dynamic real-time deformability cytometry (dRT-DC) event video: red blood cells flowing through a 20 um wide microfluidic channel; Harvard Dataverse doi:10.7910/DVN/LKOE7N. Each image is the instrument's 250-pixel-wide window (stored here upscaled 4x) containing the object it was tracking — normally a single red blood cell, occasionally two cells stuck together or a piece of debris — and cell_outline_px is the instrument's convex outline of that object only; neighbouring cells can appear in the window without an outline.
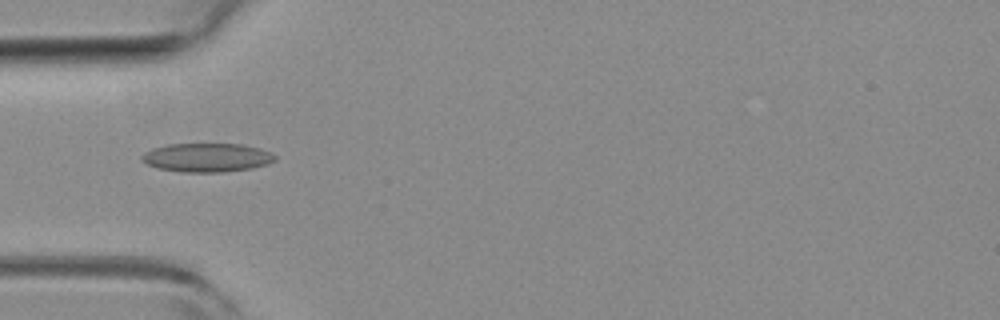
{"species": "common noctule bat (a hibernating species)", "species_latin": "Nyctalus noctula", "temperature_condition": "room temperature", "stored_images_in_passage": 6, "camera_frame_rate_fps": 3000, "um_per_image_px": 0.085, "animal": {"sex": "female", "body_mass_g": 19.3, "forearm_length_mm": 54.1}, "frame": {"image": 1, "passage_image": 5, "time_ms": 1.333, "image_size_px": [1000, 320], "cell_outline_px": [[276, 160], [268, 164], [252, 168], [224, 172], [180, 172], [156, 168], [140, 160], [140, 156], [144, 152], [152, 148], [168, 144], [240, 144], [260, 148], [272, 152], [276, 156]], "centroid_in_image_um": [17.58, 13.39], "position_along_channel_um": 67.4, "area_um2": 22.6}}
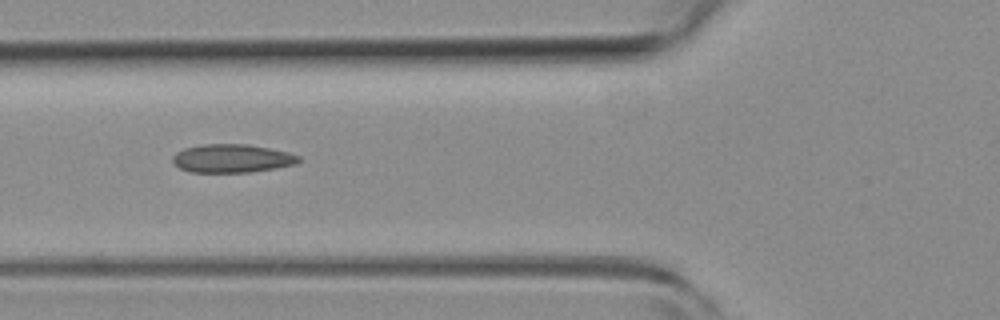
{"frame": {"image": 2, "passage_image": 6, "time_ms": 1.667, "image_size_px": [1000, 320], "cell_outline_px": [[300, 160], [296, 164], [276, 168], [252, 172], [188, 172], [180, 168], [172, 160], [172, 156], [176, 152], [184, 148], [204, 144], [248, 144], [288, 152], [300, 156]], "centroid_in_image_um": [19.72, 13.46], "position_along_channel_um": 106.1, "area_um2": 20.87}}